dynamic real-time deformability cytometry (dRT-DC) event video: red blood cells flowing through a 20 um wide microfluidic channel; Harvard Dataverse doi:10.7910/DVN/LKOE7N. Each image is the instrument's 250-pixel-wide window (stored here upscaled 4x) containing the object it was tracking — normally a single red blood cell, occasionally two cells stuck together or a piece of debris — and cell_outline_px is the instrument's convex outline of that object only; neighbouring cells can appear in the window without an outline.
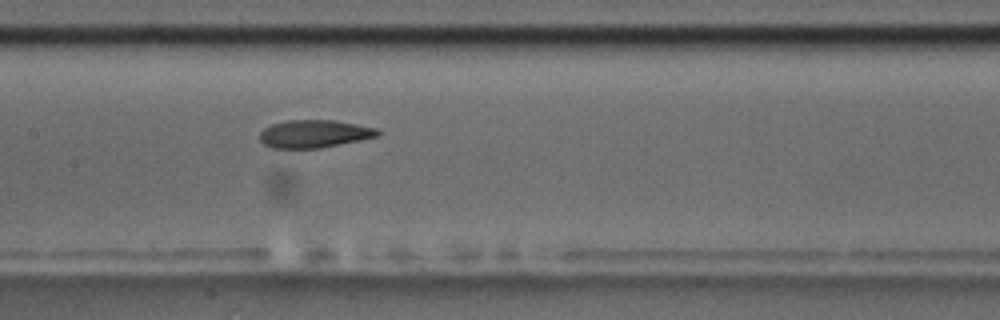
{"species": "common noctule bat (a hibernating species)", "species_latin": "Nyctalus noctula", "temperature_condition": "room temperature", "stored_images_in_passage": 6, "segment_of_instrument_passage": [1, 2], "camera_frame_rate_fps": 3000, "um_per_image_px": 0.085, "animal": {"sex": "male", "body_mass_g": 17.5, "forearm_length_mm": 52.3}, "frame": {"image": 1, "passage_image": 5, "time_ms": 4.333, "image_size_px": [1000, 320], "cell_outline_px": [[380, 136], [320, 148], [272, 148], [264, 144], [260, 140], [260, 132], [264, 128], [272, 124], [284, 120], [336, 120], [376, 128], [380, 132]], "centroid_in_image_um": [26.71, 11.37], "position_along_channel_um": 180.7, "area_um2": 19.13}}